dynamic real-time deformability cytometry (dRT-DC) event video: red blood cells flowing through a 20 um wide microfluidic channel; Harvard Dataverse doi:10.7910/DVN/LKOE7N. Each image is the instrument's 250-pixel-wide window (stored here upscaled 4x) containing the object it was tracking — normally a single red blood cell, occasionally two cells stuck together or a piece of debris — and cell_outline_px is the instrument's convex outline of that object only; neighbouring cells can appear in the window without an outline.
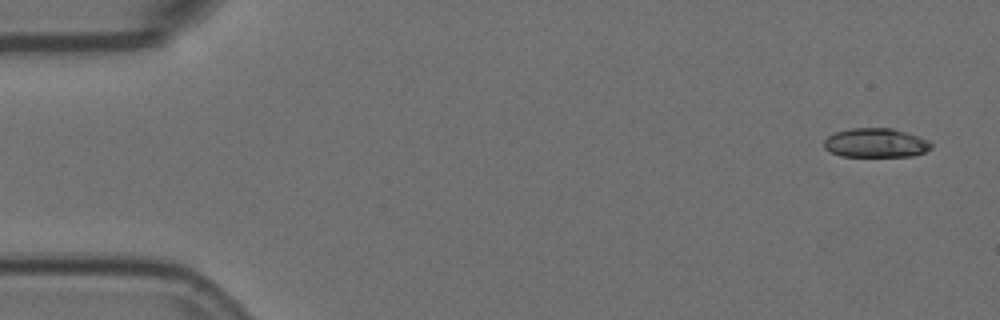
{"species": "Egyptian fruit bat (a non-hibernating species)", "species_latin": "Rousettus aegyptiacus", "temperature_condition": "room temperature", "stored_images_in_passage": 7, "camera_frame_rate_fps": 3000, "um_per_image_px": 0.085, "animal": {"sex": "female"}, "frame": {"image": 1, "passage_image": 1, "time_ms": 0.0, "image_size_px": [1000, 320], "cell_outline_px": [[932, 148], [924, 152], [912, 156], [840, 156], [828, 152], [824, 148], [824, 140], [828, 136], [836, 132], [852, 128], [892, 128], [920, 136], [928, 140], [932, 144]], "centroid_in_image_um": [74.43, 12.15], "position_along_channel_um": 10.6, "area_um2": 18.32}}
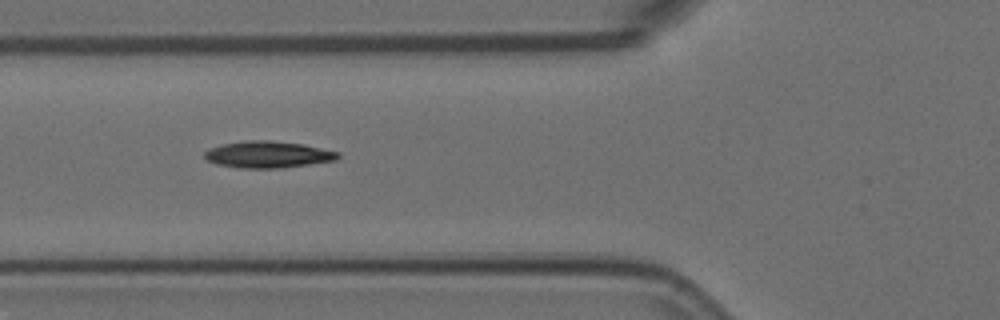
{"frame": {"image": 2, "passage_image": 6, "time_ms": 1.667, "image_size_px": [1000, 320], "cell_outline_px": [[340, 156], [336, 160], [284, 168], [236, 168], [216, 164], [208, 160], [204, 156], [204, 152], [208, 148], [224, 144], [248, 140], [268, 140], [304, 144], [340, 152]], "centroid_in_image_um": [22.78, 13.14], "position_along_channel_um": 103.0, "area_um2": 20.87}}
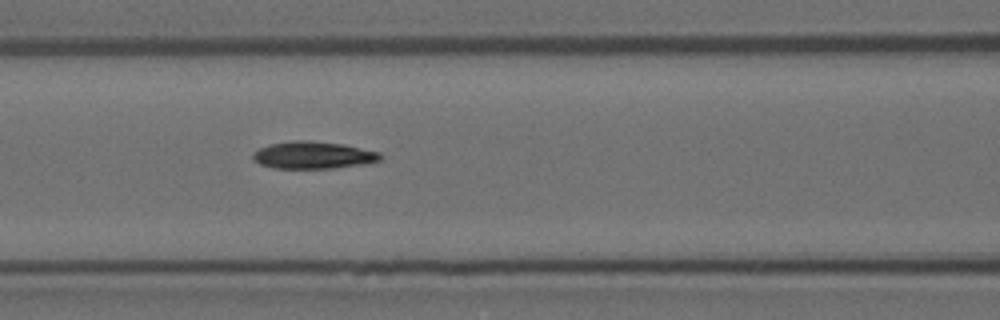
{"frame": {"image": 3, "passage_image": 7, "time_ms": 2.0, "image_size_px": [1000, 320], "cell_outline_px": [[380, 160], [364, 164], [332, 168], [272, 168], [260, 164], [252, 160], [252, 152], [268, 144], [296, 140], [300, 140], [340, 144], [380, 152]], "centroid_in_image_um": [26.55, 13.19], "position_along_channel_um": 140.1, "area_um2": 20.0}}